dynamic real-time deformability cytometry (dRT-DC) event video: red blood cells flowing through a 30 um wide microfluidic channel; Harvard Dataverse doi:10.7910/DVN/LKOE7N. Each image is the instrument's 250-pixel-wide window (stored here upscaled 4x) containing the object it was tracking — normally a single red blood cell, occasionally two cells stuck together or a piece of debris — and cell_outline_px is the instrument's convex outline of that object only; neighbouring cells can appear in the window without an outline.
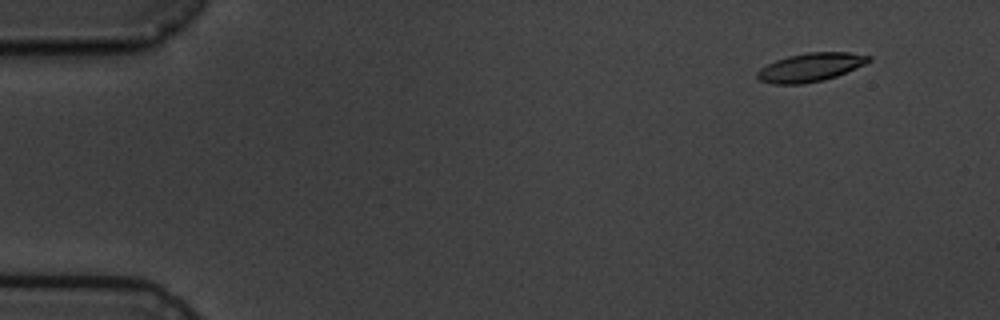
{"species": "common noctule bat (a hibernating species)", "species_latin": "Nyctalus noctula", "temperature_condition": "cold", "stored_images_in_passage": 6, "camera_frame_rate_fps": 3000, "um_per_image_px": 0.085, "animal": {"sex": "male", "body_mass_g": 19.5, "forearm_length_mm": 54.6}, "frame": {"image": 1, "passage_image": 2, "time_ms": 1.0, "image_size_px": [1000, 320], "cell_outline_px": [[872, 60], [864, 64], [836, 76], [824, 80], [804, 84], [772, 84], [760, 80], [756, 76], [756, 72], [760, 68], [776, 60], [788, 56], [808, 52], [848, 52], [872, 56]], "centroid_in_image_um": [68.88, 5.72], "position_along_channel_um": 16.1, "area_um2": 18.5}}
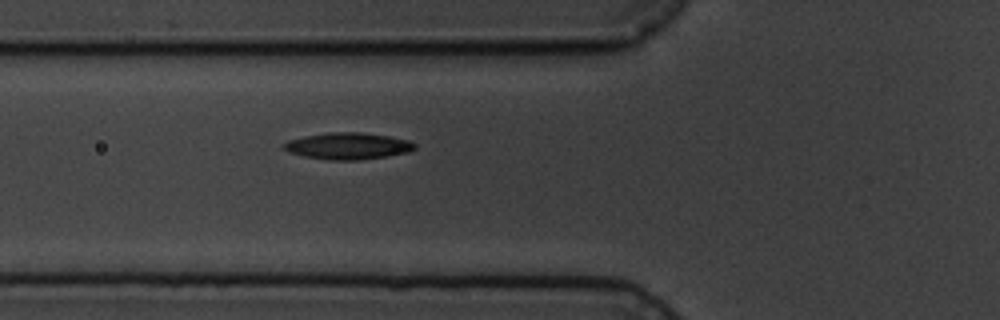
{"frame": {"image": 2, "passage_image": 6, "time_ms": 6.333, "image_size_px": [1000, 320], "cell_outline_px": [[416, 148], [408, 152], [388, 156], [356, 160], [328, 160], [304, 156], [288, 152], [280, 144], [288, 140], [304, 136], [328, 132], [360, 132], [388, 136], [408, 140], [416, 144]], "centroid_in_image_um": [29.54, 12.41], "position_along_channel_um": 96.3, "area_um2": 20.4}}